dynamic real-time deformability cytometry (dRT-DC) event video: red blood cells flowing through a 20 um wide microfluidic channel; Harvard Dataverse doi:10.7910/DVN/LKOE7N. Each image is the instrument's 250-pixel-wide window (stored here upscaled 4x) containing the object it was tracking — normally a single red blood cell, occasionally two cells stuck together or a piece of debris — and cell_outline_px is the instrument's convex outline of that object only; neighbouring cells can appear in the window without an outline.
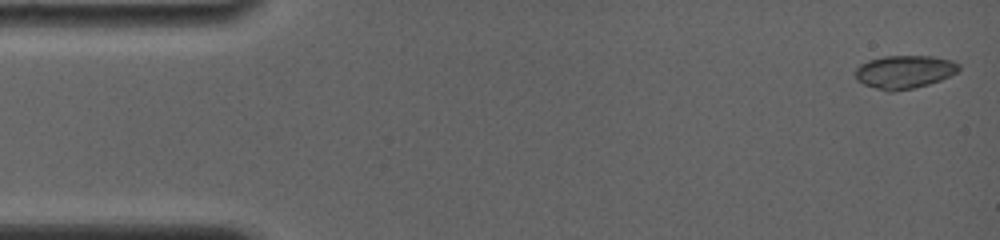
{"species": "common noctule bat (a hibernating species)", "species_latin": "Nyctalus noctula", "temperature_condition": "room temperature", "stored_images_in_passage": 12, "camera_frame_rate_fps": 4000, "um_per_image_px": 0.085, "animal": {"sex": "female", "body_mass_g": 19.0, "forearm_length_mm": 56.7}, "frame": {"image": 1, "passage_image": 1, "time_ms": 0.0, "image_size_px": [1000, 240], "cell_outline_px": [[960, 72], [940, 80], [928, 84], [912, 88], [892, 92], [888, 92], [864, 84], [856, 80], [856, 68], [860, 64], [868, 60], [884, 56], [932, 56], [952, 60], [960, 64]], "centroid_in_image_um": [76.9, 6.1], "position_along_channel_um": 8.1, "area_um2": 20.11}}
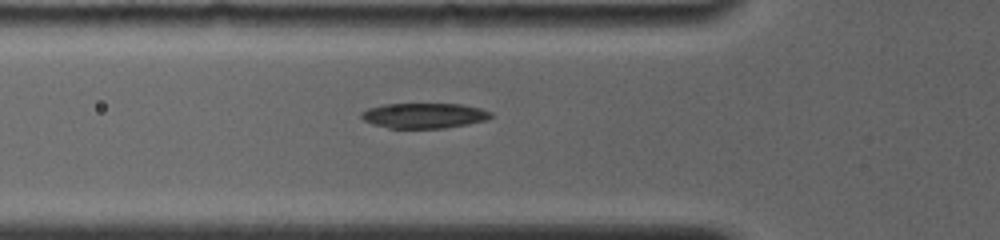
{"frame": {"image": 2, "passage_image": 10, "time_ms": 5.25, "image_size_px": [1000, 240], "cell_outline_px": [[492, 116], [488, 120], [468, 124], [444, 128], [388, 128], [372, 124], [364, 120], [360, 116], [360, 112], [368, 108], [384, 104], [460, 104], [480, 108], [492, 112]], "centroid_in_image_um": [36.04, 9.83], "position_along_channel_um": 89.8, "area_um2": 19.13}}
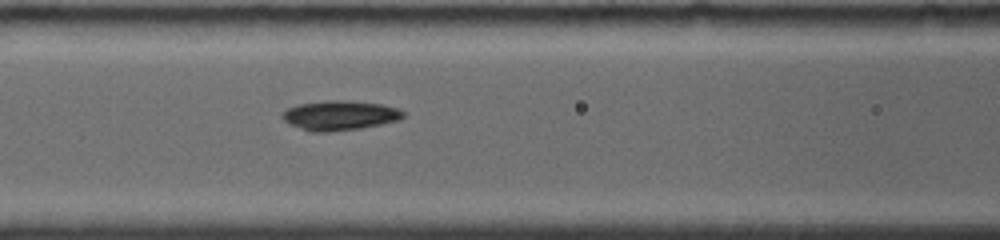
{"frame": {"image": 3, "passage_image": 12, "time_ms": 6.5, "image_size_px": [1000, 240], "cell_outline_px": [[404, 116], [400, 120], [360, 128], [328, 132], [312, 132], [288, 124], [280, 116], [280, 112], [296, 104], [328, 100], [340, 100], [380, 104], [396, 108], [404, 112]], "centroid_in_image_um": [28.81, 9.81], "position_along_channel_um": 137.8, "area_um2": 20.87}}